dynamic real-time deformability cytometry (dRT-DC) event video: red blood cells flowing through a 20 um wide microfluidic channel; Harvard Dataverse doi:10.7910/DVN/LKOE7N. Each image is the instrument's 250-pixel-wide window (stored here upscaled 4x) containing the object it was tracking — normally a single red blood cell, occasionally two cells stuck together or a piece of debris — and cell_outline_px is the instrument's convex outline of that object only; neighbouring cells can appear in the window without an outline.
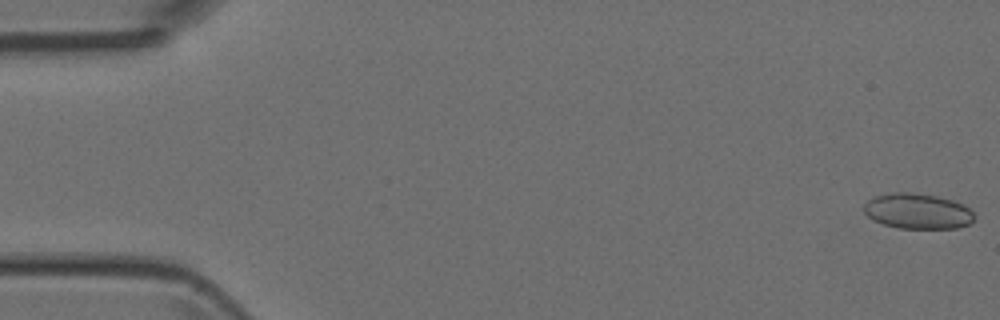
{"species": "Egyptian fruit bat (a non-hibernating species)", "species_latin": "Rousettus aegyptiacus", "temperature_condition": "room temperature", "stored_images_in_passage": 50, "camera_frame_rate_fps": 3000, "um_per_image_px": 0.085, "animal": {"sex": "female"}, "frame": {"image": 1, "passage_image": 1, "time_ms": 0.0, "image_size_px": [1000, 320], "cell_outline_px": [[976, 216], [968, 224], [956, 228], [896, 228], [884, 224], [868, 216], [864, 212], [864, 204], [872, 196], [892, 192], [912, 192], [936, 196], [952, 200], [968, 208]], "centroid_in_image_um": [77.96, 17.94], "position_along_channel_um": 7.0, "area_um2": 22.66}}
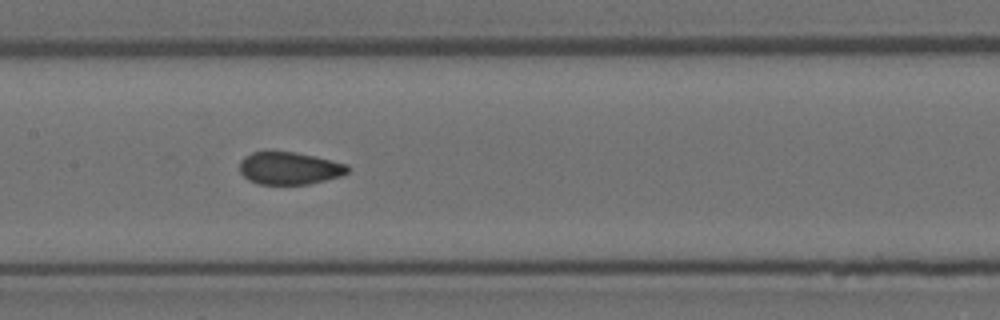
{"frame": {"image": 2, "passage_image": 24, "time_ms": 7.667, "image_size_px": [1000, 320], "cell_outline_px": [[352, 168], [348, 172], [340, 176], [308, 184], [256, 184], [248, 180], [240, 172], [240, 160], [244, 156], [252, 152], [296, 152], [332, 160], [348, 164]], "centroid_in_image_um": [24.6, 14.3], "position_along_channel_um": 182.8, "area_um2": 20.52}}
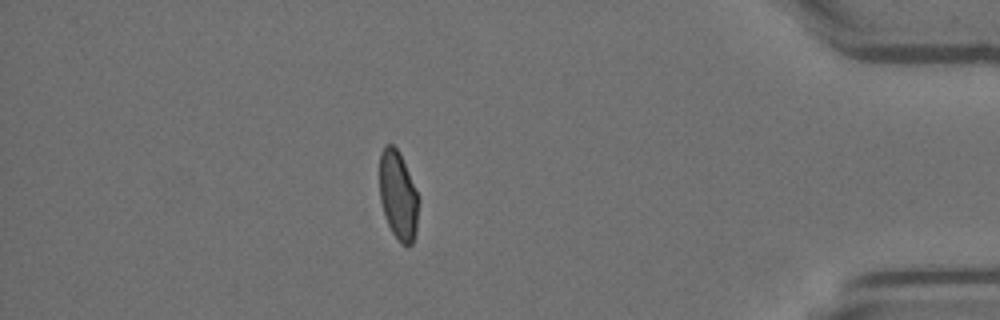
{"frame": {"image": 3, "passage_image": 43, "time_ms": 14.0, "image_size_px": [1000, 320], "cell_outline_px": [[416, 232], [412, 244], [400, 244], [392, 232], [384, 216], [380, 200], [380, 152], [384, 144], [392, 144], [400, 152], [416, 192]], "centroid_in_image_um": [33.79, 16.59], "position_along_channel_um": 401.4, "area_um2": 19.71}}